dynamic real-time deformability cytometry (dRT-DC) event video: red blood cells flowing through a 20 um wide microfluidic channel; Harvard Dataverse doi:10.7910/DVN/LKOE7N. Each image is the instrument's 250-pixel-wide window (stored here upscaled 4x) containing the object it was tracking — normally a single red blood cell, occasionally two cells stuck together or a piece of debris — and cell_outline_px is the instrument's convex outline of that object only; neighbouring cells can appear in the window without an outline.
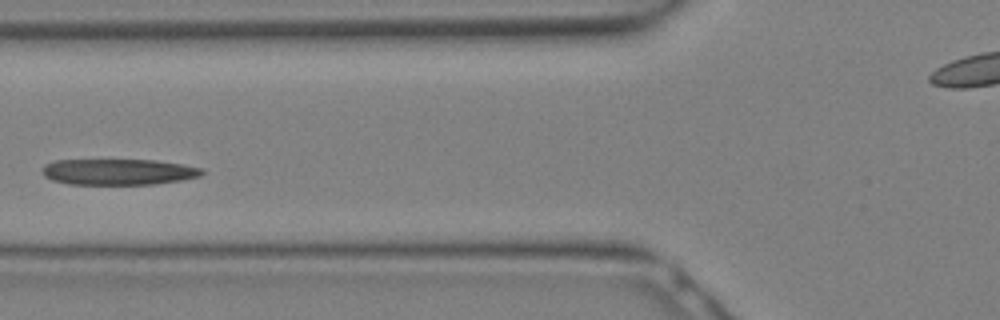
{"species": "Egyptian fruit bat (a non-hibernating species)", "species_latin": "Rousettus aegyptiacus", "temperature_condition": "warm", "stored_images_in_passage": 10, "camera_frame_rate_fps": 3000, "um_per_image_px": 0.085, "animal": {"sex": "female"}, "frame": {"image": 1, "passage_image": 9, "time_ms": 2.667, "image_size_px": [1000, 320], "cell_outline_px": [[204, 172], [200, 176], [180, 180], [152, 184], [68, 184], [52, 180], [44, 176], [40, 172], [40, 168], [44, 164], [56, 160], [156, 160], [184, 164], [204, 168]], "centroid_in_image_um": [10.03, 14.6], "position_along_channel_um": 115.8, "area_um2": 24.39}}